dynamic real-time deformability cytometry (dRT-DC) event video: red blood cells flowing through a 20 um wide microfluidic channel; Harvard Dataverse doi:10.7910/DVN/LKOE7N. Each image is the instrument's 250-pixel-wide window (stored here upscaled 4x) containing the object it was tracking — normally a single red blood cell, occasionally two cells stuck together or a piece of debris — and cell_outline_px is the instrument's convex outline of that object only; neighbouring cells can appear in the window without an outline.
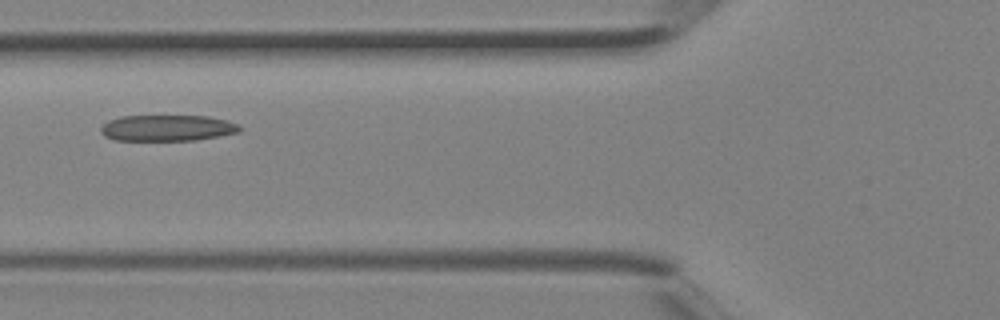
{"species": "Egyptian fruit bat (a non-hibernating species)", "species_latin": "Rousettus aegyptiacus", "temperature_condition": "room temperature", "stored_images_in_passage": 4, "camera_frame_rate_fps": 3000, "um_per_image_px": 0.085, "animal": {"sex": "female"}, "frame": {"image": 1, "passage_image": 4, "time_ms": 1.0, "image_size_px": [1000, 320], "cell_outline_px": [[244, 128], [240, 132], [196, 140], [116, 140], [104, 136], [100, 132], [100, 128], [108, 120], [120, 116], [208, 116], [228, 120], [240, 124]], "centroid_in_image_um": [14.26, 10.87], "position_along_channel_um": 111.5, "area_um2": 21.33}}